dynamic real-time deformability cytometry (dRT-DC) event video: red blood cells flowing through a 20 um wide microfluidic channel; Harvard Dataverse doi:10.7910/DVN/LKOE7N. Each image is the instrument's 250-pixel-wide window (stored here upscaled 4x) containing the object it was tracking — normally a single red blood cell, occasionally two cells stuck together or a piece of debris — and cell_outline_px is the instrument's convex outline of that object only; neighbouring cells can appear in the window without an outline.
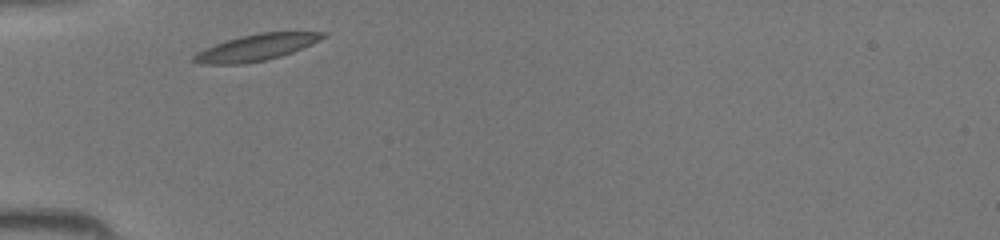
{"species": "common noctule bat (a hibernating species)", "species_latin": "Nyctalus noctula", "temperature_condition": "room temperature", "stored_images_in_passage": 24, "camera_frame_rate_fps": 3000, "um_per_image_px": 0.085, "animal": {"sex": "female", "body_mass_g": 19.5, "forearm_length_mm": 54.1}, "frame": {"image": 1, "passage_image": 1, "time_ms": 0.0, "image_size_px": [1000, 240], "cell_outline_px": [[328, 36], [320, 40], [292, 52], [280, 56], [264, 60], [240, 64], [204, 64], [192, 60], [192, 56], [196, 52], [216, 44], [240, 36], [260, 32], [328, 32]], "centroid_in_image_um": [21.8, 4.02], "position_along_channel_um": 63.2, "area_um2": 19.59}}
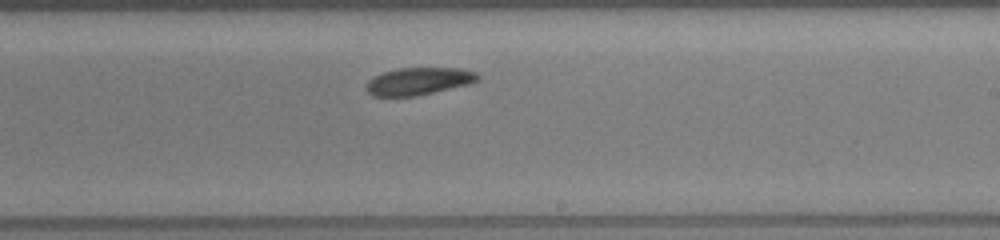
{"frame": {"image": 2, "passage_image": 14, "time_ms": 4.333, "image_size_px": [1000, 240], "cell_outline_px": [[480, 80], [468, 84], [416, 96], [372, 96], [368, 92], [368, 80], [384, 72], [400, 68], [460, 68], [476, 72], [480, 76]], "centroid_in_image_um": [35.63, 6.9], "position_along_channel_um": 253.4, "area_um2": 17.57}}
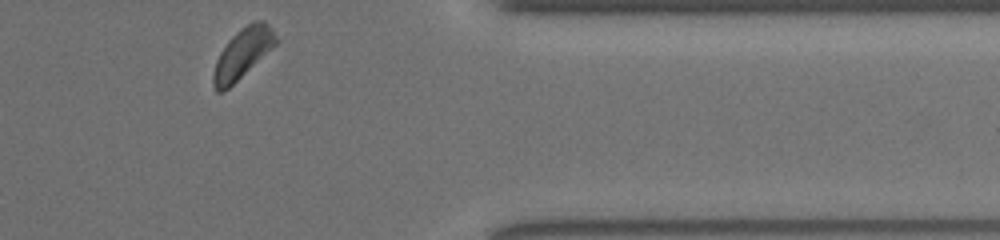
{"frame": {"image": 3, "passage_image": 24, "time_ms": 7.667, "image_size_px": [1000, 240], "cell_outline_px": [[280, 40], [272, 48], [224, 92], [216, 92], [212, 84], [212, 72], [216, 60], [220, 52], [228, 40], [236, 32], [252, 20], [264, 20], [272, 28]], "centroid_in_image_um": [20.61, 4.52], "position_along_channel_um": 390.8, "area_um2": 18.32}}